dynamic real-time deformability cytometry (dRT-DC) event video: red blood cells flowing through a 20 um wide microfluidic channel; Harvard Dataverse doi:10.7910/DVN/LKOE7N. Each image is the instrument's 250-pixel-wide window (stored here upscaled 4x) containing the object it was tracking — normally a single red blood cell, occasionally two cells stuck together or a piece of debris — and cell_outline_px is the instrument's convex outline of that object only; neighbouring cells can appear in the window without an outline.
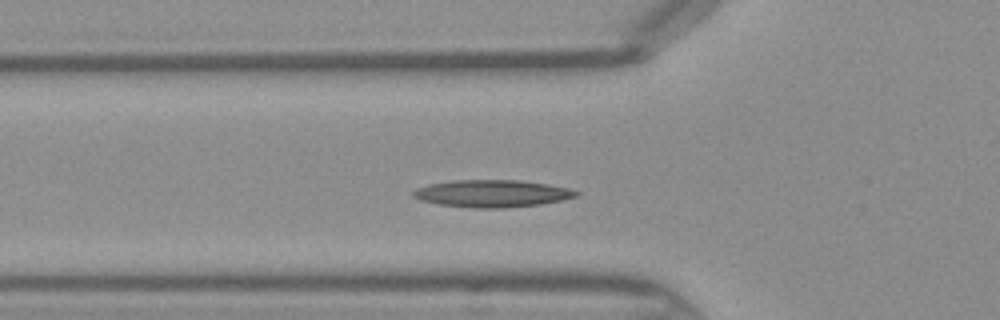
{"species": "Egyptian fruit bat (a non-hibernating species)", "species_latin": "Rousettus aegyptiacus", "temperature_condition": "warm", "stored_images_in_passage": 29, "camera_frame_rate_fps": 3000, "um_per_image_px": 0.085, "frame": {"image": 1, "passage_image": 8, "time_ms": 2.333, "image_size_px": [1000, 320], "cell_outline_px": [[580, 192], [576, 196], [560, 200], [540, 204], [504, 208], [472, 208], [436, 204], [420, 200], [412, 196], [412, 192], [416, 188], [428, 184], [452, 180], [520, 180], [548, 184], [568, 188]], "centroid_in_image_um": [41.77, 16.45], "position_along_channel_um": 84.0, "area_um2": 25.95}}
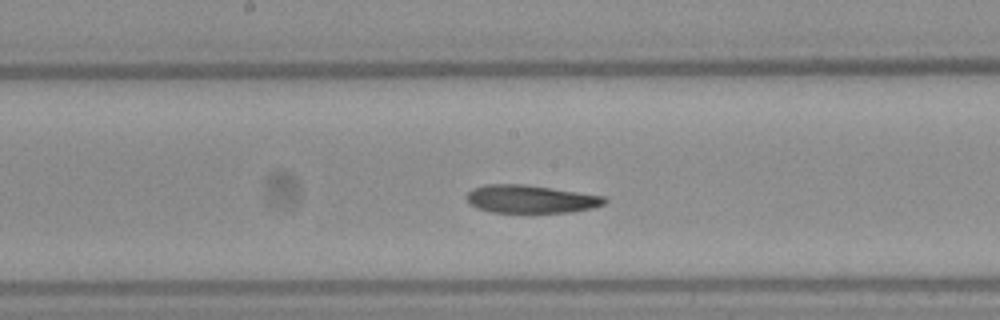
{"frame": {"image": 2, "passage_image": 16, "time_ms": 5.0, "image_size_px": [1000, 320], "cell_outline_px": [[608, 200], [604, 204], [592, 208], [572, 212], [492, 212], [476, 208], [468, 204], [468, 192], [472, 188], [484, 184], [524, 184], [604, 196]], "centroid_in_image_um": [45.09, 16.92], "position_along_channel_um": 203.1, "area_um2": 22.43}}
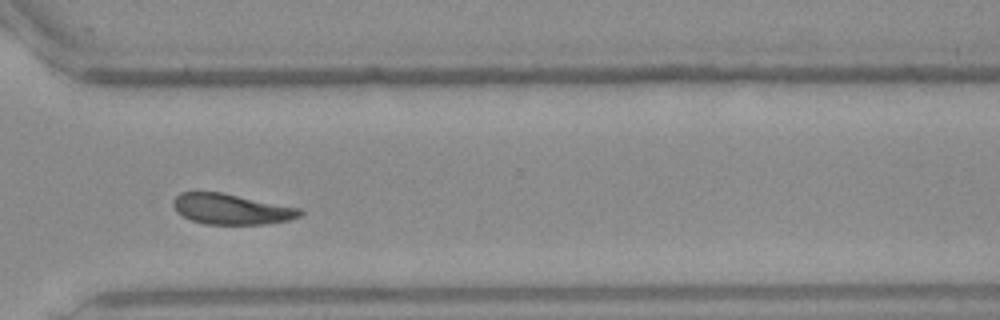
{"frame": {"image": 3, "passage_image": 26, "time_ms": 8.333, "image_size_px": [1000, 320], "cell_outline_px": [[304, 212], [300, 216], [292, 220], [264, 224], [204, 224], [192, 220], [176, 212], [172, 204], [172, 200], [180, 192], [220, 192], [300, 208]], "centroid_in_image_um": [19.66, 17.78], "position_along_channel_um": 350.9, "area_um2": 22.54}}